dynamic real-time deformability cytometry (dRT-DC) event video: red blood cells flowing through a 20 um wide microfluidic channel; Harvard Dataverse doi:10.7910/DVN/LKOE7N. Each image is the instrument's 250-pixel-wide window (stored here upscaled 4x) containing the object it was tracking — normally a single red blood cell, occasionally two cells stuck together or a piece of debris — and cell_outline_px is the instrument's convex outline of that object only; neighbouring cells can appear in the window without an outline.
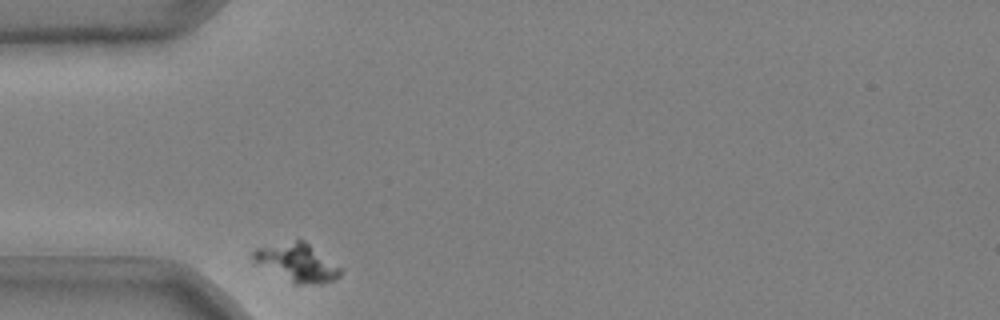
{"species": "common noctule bat (a hibernating species)", "species_latin": "Nyctalus noctula", "temperature_condition": "cold", "stored_images_in_passage": 34, "camera_frame_rate_fps": 3000, "um_per_image_px": 0.085, "animal": {"sex": "male", "body_mass_g": 20.4}, "frame": {"image": 1, "passage_image": 1, "time_ms": 0.0, "image_size_px": [1000, 320], "cell_outline_px": [[340, 276], [332, 280], [320, 284], [292, 284], [252, 260], [252, 252], [256, 248], [296, 240], [304, 240], [340, 268]], "centroid_in_image_um": [25.22, 22.34], "position_along_channel_um": 59.8, "area_um2": 18.9}}
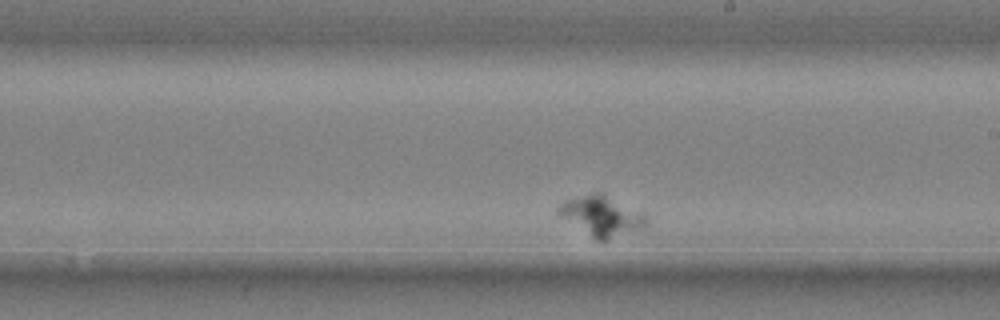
{"frame": {"image": 2, "passage_image": 20, "time_ms": 6.333, "image_size_px": [1000, 320], "cell_outline_px": [[644, 224], [640, 228], [608, 240], [596, 240], [560, 216], [556, 212], [556, 208], [564, 200], [596, 192], [600, 192], [644, 212]], "centroid_in_image_um": [51.08, 18.34], "position_along_channel_um": 237.9, "area_um2": 20.06}}
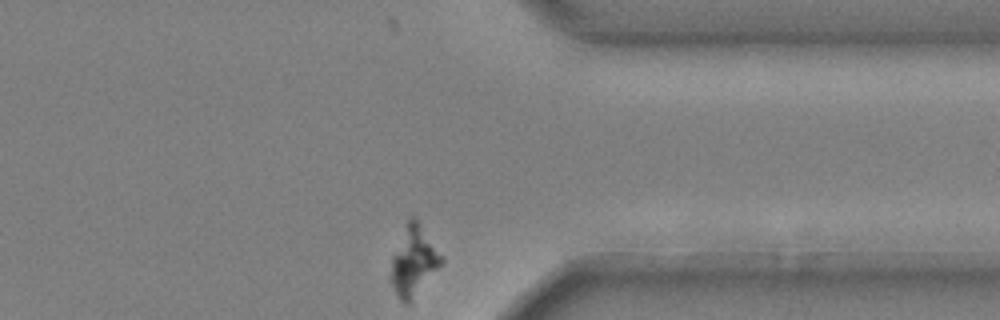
{"frame": {"image": 3, "passage_image": 34, "time_ms": 11.0, "image_size_px": [1000, 320], "cell_outline_px": [[444, 260], [412, 300], [408, 304], [400, 300], [392, 284], [392, 256], [408, 220], [412, 216], [416, 220], [444, 256]], "centroid_in_image_um": [35.18, 22.2], "position_along_channel_um": 376.2, "area_um2": 19.54}}